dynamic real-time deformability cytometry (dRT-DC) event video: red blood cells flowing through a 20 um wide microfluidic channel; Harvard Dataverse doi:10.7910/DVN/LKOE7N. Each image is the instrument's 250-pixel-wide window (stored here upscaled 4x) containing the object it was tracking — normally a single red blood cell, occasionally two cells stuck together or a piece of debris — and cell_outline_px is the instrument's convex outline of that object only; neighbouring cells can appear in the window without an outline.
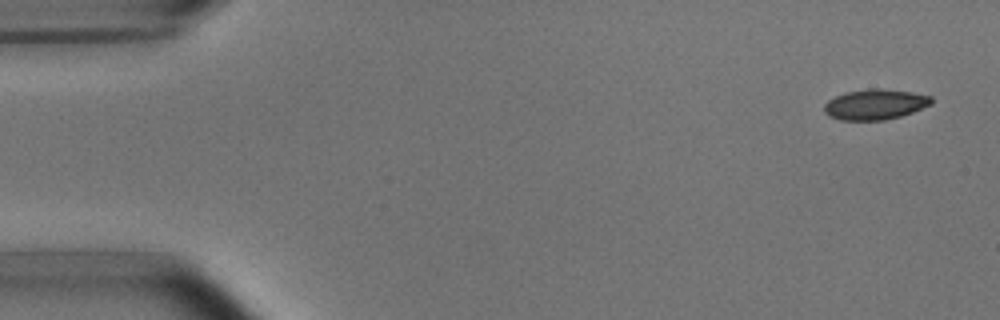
{"species": "common noctule bat (a hibernating species)", "species_latin": "Nyctalus noctula", "temperature_condition": "room temperature", "stored_images_in_passage": 3, "camera_frame_rate_fps": 3000, "um_per_image_px": 0.085, "animal": {"sex": "male", "body_mass_g": 15.6}, "frame": {"image": 1, "passage_image": 1, "time_ms": 0.0, "image_size_px": [1000, 320], "cell_outline_px": [[932, 104], [912, 112], [900, 116], [884, 120], [840, 120], [828, 116], [824, 112], [824, 104], [828, 100], [836, 96], [848, 92], [868, 88], [876, 88], [912, 92], [932, 96]], "centroid_in_image_um": [74.38, 8.88], "position_along_channel_um": 10.6, "area_um2": 18.96}}